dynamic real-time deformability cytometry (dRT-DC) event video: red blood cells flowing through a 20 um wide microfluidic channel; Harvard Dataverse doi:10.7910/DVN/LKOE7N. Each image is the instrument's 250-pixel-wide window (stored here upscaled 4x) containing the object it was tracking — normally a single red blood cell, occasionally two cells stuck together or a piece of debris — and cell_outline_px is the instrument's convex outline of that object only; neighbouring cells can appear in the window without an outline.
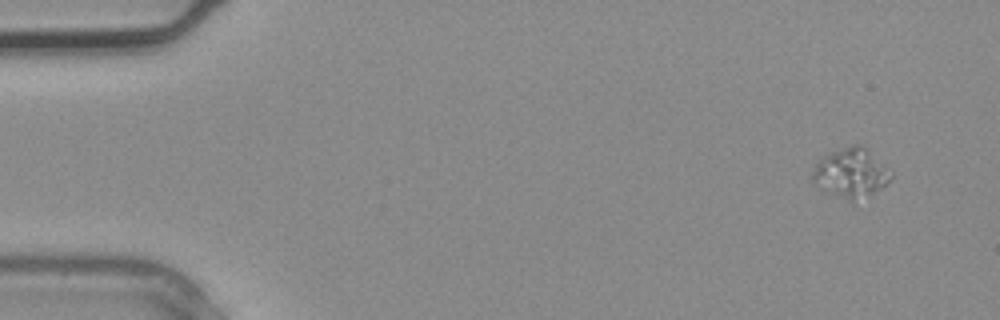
{"species": "common noctule bat (a hibernating species)", "species_latin": "Nyctalus noctula", "temperature_condition": "warm", "stored_images_in_passage": 3, "camera_frame_rate_fps": 3000, "um_per_image_px": 0.085, "animal": {"sex": "male", "body_mass_g": 20.4}, "frame": {"image": 1, "passage_image": 1, "time_ms": 0.0, "image_size_px": [1000, 320], "cell_outline_px": [[892, 176], [880, 188], [852, 204], [824, 192], [812, 184], [812, 172], [816, 164], [824, 156], [832, 152], [856, 144], [860, 144], [892, 172]], "centroid_in_image_um": [72.26, 14.77], "position_along_channel_um": 12.7, "area_um2": 22.43}}
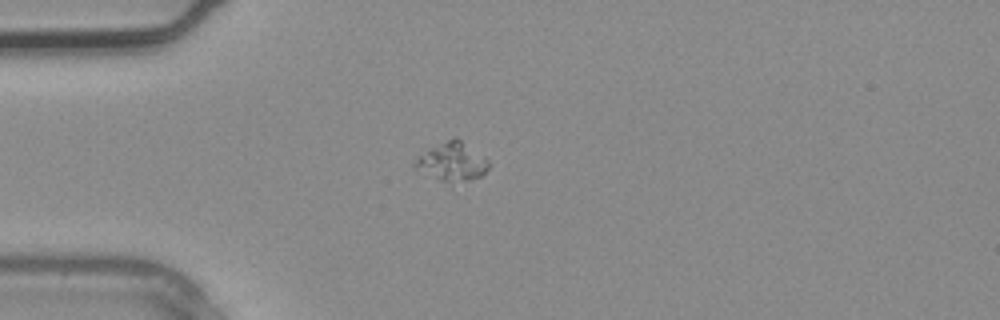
{"frame": {"image": 2, "passage_image": 3, "time_ms": 0.667, "image_size_px": [1000, 320], "cell_outline_px": [[492, 164], [480, 176], [452, 188], [412, 168], [412, 164], [420, 156], [432, 148], [456, 136], [484, 156]], "centroid_in_image_um": [38.44, 13.85], "position_along_channel_um": 46.6, "area_um2": 17.17}}